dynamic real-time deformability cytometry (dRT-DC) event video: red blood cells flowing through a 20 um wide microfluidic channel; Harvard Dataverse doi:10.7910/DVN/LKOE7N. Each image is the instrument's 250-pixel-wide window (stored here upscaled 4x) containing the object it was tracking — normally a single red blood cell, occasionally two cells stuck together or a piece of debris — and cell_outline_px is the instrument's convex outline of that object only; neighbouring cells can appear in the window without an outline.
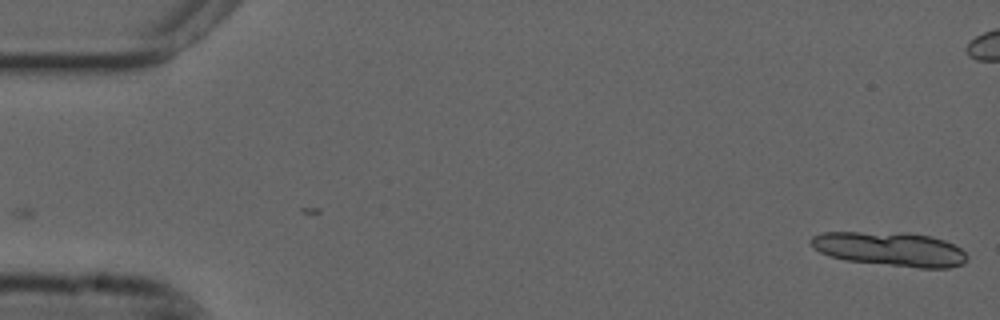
{"species": "common noctule bat (a hibernating species)", "species_latin": "Nyctalus noctula", "temperature_condition": "cold", "stored_images_in_passage": 13, "camera_frame_rate_fps": 3000, "um_per_image_px": 0.085, "animal": {"sex": "male", "forearm_length_mm": 52.5}, "frame": {"image": 1, "passage_image": 1, "time_ms": 0.0, "image_size_px": [1000, 320], "cell_outline_px": [[968, 260], [964, 264], [948, 268], [920, 268], [844, 260], [828, 256], [812, 248], [808, 240], [812, 236], [824, 232], [908, 232], [932, 236], [944, 240], [960, 248], [968, 256]], "centroid_in_image_um": [75.65, 21.16], "position_along_channel_um": 9.4, "area_um2": 31.56}}